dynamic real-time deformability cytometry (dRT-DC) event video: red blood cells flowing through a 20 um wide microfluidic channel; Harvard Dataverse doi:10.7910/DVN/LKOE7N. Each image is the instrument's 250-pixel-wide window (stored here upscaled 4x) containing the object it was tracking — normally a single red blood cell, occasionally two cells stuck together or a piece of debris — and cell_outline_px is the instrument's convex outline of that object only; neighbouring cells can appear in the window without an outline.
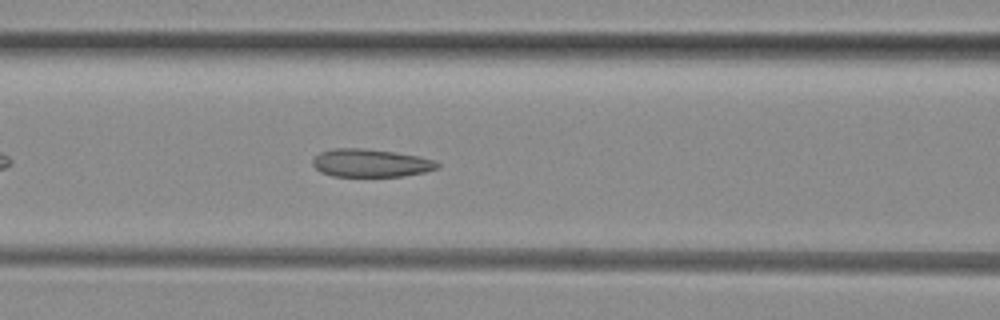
{"species": "common noctule bat (a hibernating species)", "species_latin": "Nyctalus noctula", "temperature_condition": "room temperature", "stored_images_in_passage": 38, "camera_frame_rate_fps": 3000, "um_per_image_px": 0.085, "animal": {"sex": "female", "body_mass_g": 29.2, "forearm_length_mm": 56.3}, "frame": {"image": 1, "passage_image": 10, "time_ms": 3.0, "image_size_px": [1000, 320], "cell_outline_px": [[440, 168], [424, 172], [404, 176], [332, 176], [320, 172], [312, 164], [312, 160], [320, 152], [336, 148], [364, 148], [392, 152], [416, 156], [432, 160], [440, 164]], "centroid_in_image_um": [31.49, 13.86], "position_along_channel_um": 135.1, "area_um2": 20.17}}
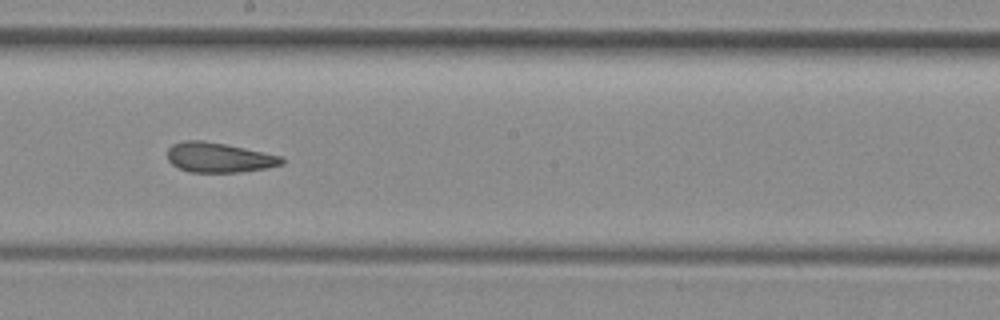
{"frame": {"image": 2, "passage_image": 17, "time_ms": 5.333, "image_size_px": [1000, 320], "cell_outline_px": [[284, 164], [268, 168], [240, 172], [188, 172], [172, 164], [168, 160], [168, 148], [172, 144], [184, 140], [204, 140], [244, 148], [280, 156], [284, 160]], "centroid_in_image_um": [18.59, 13.39], "position_along_channel_um": 229.6, "area_um2": 19.83}}
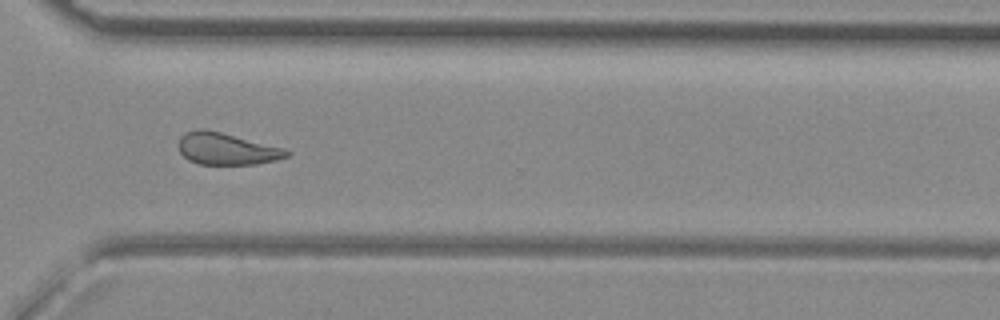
{"frame": {"image": 3, "passage_image": 26, "time_ms": 8.333, "image_size_px": [1000, 320], "cell_outline_px": [[292, 152], [288, 156], [276, 160], [256, 164], [200, 164], [188, 160], [180, 152], [180, 136], [184, 132], [200, 128], [204, 128], [284, 148]], "centroid_in_image_um": [19.26, 12.65], "position_along_channel_um": 351.3, "area_um2": 19.94}, "authors_computed_cell_mechanics": {"area_um2": 20.7213, "velocity_mm_per_s": 4.0599, "shape_relaxation_time_tau1_ms": null, "shape_relaxation_time_tau2_ms": 3.2031, "deformation_change_tau1": null, "deformation_change_tau2": 0.0975}}